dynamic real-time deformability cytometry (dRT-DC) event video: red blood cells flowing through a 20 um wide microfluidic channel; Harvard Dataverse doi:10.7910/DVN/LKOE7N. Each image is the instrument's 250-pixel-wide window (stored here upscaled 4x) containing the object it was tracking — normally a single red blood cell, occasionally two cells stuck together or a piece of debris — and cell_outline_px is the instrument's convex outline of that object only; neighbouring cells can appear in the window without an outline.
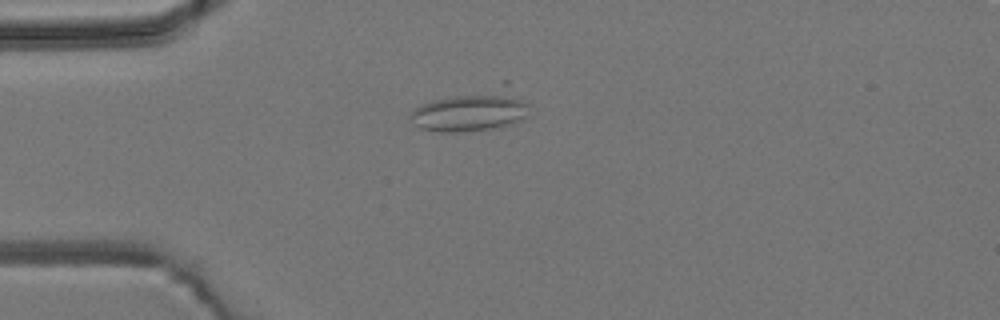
{"species": "common noctule bat (a hibernating species)", "species_latin": "Nyctalus noctula", "temperature_condition": "room temperature", "stored_images_in_passage": 6, "camera_frame_rate_fps": 3000, "um_per_image_px": 0.085, "animal": {"sex": "male", "body_mass_g": 19.2, "forearm_length_mm": 51.8}, "frame": {"image": 1, "passage_image": 6, "time_ms": 7.667, "image_size_px": [1000, 320], "cell_outline_px": [[528, 116], [508, 124], [492, 128], [464, 132], [440, 132], [420, 128], [416, 124], [412, 116], [412, 112], [420, 104], [432, 100], [504, 80], [508, 80], [528, 104]], "centroid_in_image_um": [40.2, 9.3], "position_along_channel_um": 44.8, "area_um2": 29.48}}